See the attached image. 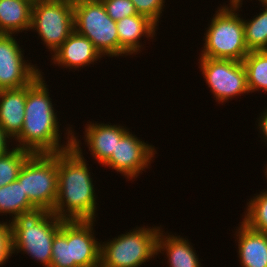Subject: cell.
Masks as SVG:
<instances>
[{
  "mask_svg": "<svg viewBox=\"0 0 267 267\" xmlns=\"http://www.w3.org/2000/svg\"><path fill=\"white\" fill-rule=\"evenodd\" d=\"M81 141L73 131L72 147L58 152V197L53 212L61 220H96V193Z\"/></svg>",
  "mask_w": 267,
  "mask_h": 267,
  "instance_id": "1",
  "label": "cell"
},
{
  "mask_svg": "<svg viewBox=\"0 0 267 267\" xmlns=\"http://www.w3.org/2000/svg\"><path fill=\"white\" fill-rule=\"evenodd\" d=\"M44 78L40 73L27 85L24 124L20 134L14 139L19 142L16 147L32 154L58 153L72 147V127L66 130L65 145L60 144L61 131H59L57 112L49 97L48 85Z\"/></svg>",
  "mask_w": 267,
  "mask_h": 267,
  "instance_id": "2",
  "label": "cell"
},
{
  "mask_svg": "<svg viewBox=\"0 0 267 267\" xmlns=\"http://www.w3.org/2000/svg\"><path fill=\"white\" fill-rule=\"evenodd\" d=\"M9 221L12 253L23 251L44 267H50L52 242L60 231L62 220L46 208H35Z\"/></svg>",
  "mask_w": 267,
  "mask_h": 267,
  "instance_id": "3",
  "label": "cell"
},
{
  "mask_svg": "<svg viewBox=\"0 0 267 267\" xmlns=\"http://www.w3.org/2000/svg\"><path fill=\"white\" fill-rule=\"evenodd\" d=\"M96 220L64 221L52 242L50 267H99L100 242L94 237Z\"/></svg>",
  "mask_w": 267,
  "mask_h": 267,
  "instance_id": "4",
  "label": "cell"
},
{
  "mask_svg": "<svg viewBox=\"0 0 267 267\" xmlns=\"http://www.w3.org/2000/svg\"><path fill=\"white\" fill-rule=\"evenodd\" d=\"M243 0L230 2L217 9L204 33V46L199 57L243 61L249 50L245 44L243 18L237 11ZM241 17V18H240Z\"/></svg>",
  "mask_w": 267,
  "mask_h": 267,
  "instance_id": "5",
  "label": "cell"
},
{
  "mask_svg": "<svg viewBox=\"0 0 267 267\" xmlns=\"http://www.w3.org/2000/svg\"><path fill=\"white\" fill-rule=\"evenodd\" d=\"M161 225L136 227L108 242H100L99 267H139L156 257V242ZM145 262V263H144Z\"/></svg>",
  "mask_w": 267,
  "mask_h": 267,
  "instance_id": "6",
  "label": "cell"
},
{
  "mask_svg": "<svg viewBox=\"0 0 267 267\" xmlns=\"http://www.w3.org/2000/svg\"><path fill=\"white\" fill-rule=\"evenodd\" d=\"M17 180L36 208L51 212L58 197V153L31 154Z\"/></svg>",
  "mask_w": 267,
  "mask_h": 267,
  "instance_id": "7",
  "label": "cell"
},
{
  "mask_svg": "<svg viewBox=\"0 0 267 267\" xmlns=\"http://www.w3.org/2000/svg\"><path fill=\"white\" fill-rule=\"evenodd\" d=\"M74 30L87 37L102 56L119 57L116 21L108 16L101 0L74 5Z\"/></svg>",
  "mask_w": 267,
  "mask_h": 267,
  "instance_id": "8",
  "label": "cell"
},
{
  "mask_svg": "<svg viewBox=\"0 0 267 267\" xmlns=\"http://www.w3.org/2000/svg\"><path fill=\"white\" fill-rule=\"evenodd\" d=\"M30 29H35L51 55L74 31V5L62 0H34Z\"/></svg>",
  "mask_w": 267,
  "mask_h": 267,
  "instance_id": "9",
  "label": "cell"
},
{
  "mask_svg": "<svg viewBox=\"0 0 267 267\" xmlns=\"http://www.w3.org/2000/svg\"><path fill=\"white\" fill-rule=\"evenodd\" d=\"M198 63L210 92L219 104L250 93L242 61L200 57Z\"/></svg>",
  "mask_w": 267,
  "mask_h": 267,
  "instance_id": "10",
  "label": "cell"
},
{
  "mask_svg": "<svg viewBox=\"0 0 267 267\" xmlns=\"http://www.w3.org/2000/svg\"><path fill=\"white\" fill-rule=\"evenodd\" d=\"M14 36L0 34V90L27 86L42 72L24 60L23 49Z\"/></svg>",
  "mask_w": 267,
  "mask_h": 267,
  "instance_id": "11",
  "label": "cell"
},
{
  "mask_svg": "<svg viewBox=\"0 0 267 267\" xmlns=\"http://www.w3.org/2000/svg\"><path fill=\"white\" fill-rule=\"evenodd\" d=\"M154 147L142 139H138L128 130L117 142L115 152L103 166H108L117 173L120 172L128 180H132L137 178L145 168H149L154 155L157 154Z\"/></svg>",
  "mask_w": 267,
  "mask_h": 267,
  "instance_id": "12",
  "label": "cell"
},
{
  "mask_svg": "<svg viewBox=\"0 0 267 267\" xmlns=\"http://www.w3.org/2000/svg\"><path fill=\"white\" fill-rule=\"evenodd\" d=\"M53 54L52 64L70 67L69 69L76 68L75 70L89 66L103 57L87 37L75 30Z\"/></svg>",
  "mask_w": 267,
  "mask_h": 267,
  "instance_id": "13",
  "label": "cell"
},
{
  "mask_svg": "<svg viewBox=\"0 0 267 267\" xmlns=\"http://www.w3.org/2000/svg\"><path fill=\"white\" fill-rule=\"evenodd\" d=\"M116 26L119 37L120 57L139 54L141 47L143 48L140 42L141 37L153 39L158 29V25L155 22L142 14L126 16L116 21Z\"/></svg>",
  "mask_w": 267,
  "mask_h": 267,
  "instance_id": "14",
  "label": "cell"
},
{
  "mask_svg": "<svg viewBox=\"0 0 267 267\" xmlns=\"http://www.w3.org/2000/svg\"><path fill=\"white\" fill-rule=\"evenodd\" d=\"M85 126L84 141L88 146L93 159L103 165L115 152L117 142L129 130L120 125L87 122Z\"/></svg>",
  "mask_w": 267,
  "mask_h": 267,
  "instance_id": "15",
  "label": "cell"
},
{
  "mask_svg": "<svg viewBox=\"0 0 267 267\" xmlns=\"http://www.w3.org/2000/svg\"><path fill=\"white\" fill-rule=\"evenodd\" d=\"M26 98L27 86L0 90V125L11 140L22 130Z\"/></svg>",
  "mask_w": 267,
  "mask_h": 267,
  "instance_id": "16",
  "label": "cell"
},
{
  "mask_svg": "<svg viewBox=\"0 0 267 267\" xmlns=\"http://www.w3.org/2000/svg\"><path fill=\"white\" fill-rule=\"evenodd\" d=\"M235 231L242 267H267V233L255 231L241 222Z\"/></svg>",
  "mask_w": 267,
  "mask_h": 267,
  "instance_id": "17",
  "label": "cell"
},
{
  "mask_svg": "<svg viewBox=\"0 0 267 267\" xmlns=\"http://www.w3.org/2000/svg\"><path fill=\"white\" fill-rule=\"evenodd\" d=\"M161 228L156 242V255L166 253L169 267H201L196 250L188 239L163 233ZM164 251V252H162Z\"/></svg>",
  "mask_w": 267,
  "mask_h": 267,
  "instance_id": "18",
  "label": "cell"
},
{
  "mask_svg": "<svg viewBox=\"0 0 267 267\" xmlns=\"http://www.w3.org/2000/svg\"><path fill=\"white\" fill-rule=\"evenodd\" d=\"M34 0H0V34L30 31Z\"/></svg>",
  "mask_w": 267,
  "mask_h": 267,
  "instance_id": "19",
  "label": "cell"
},
{
  "mask_svg": "<svg viewBox=\"0 0 267 267\" xmlns=\"http://www.w3.org/2000/svg\"><path fill=\"white\" fill-rule=\"evenodd\" d=\"M35 208L18 180L0 187V214L7 216L8 213L13 220L17 215Z\"/></svg>",
  "mask_w": 267,
  "mask_h": 267,
  "instance_id": "20",
  "label": "cell"
},
{
  "mask_svg": "<svg viewBox=\"0 0 267 267\" xmlns=\"http://www.w3.org/2000/svg\"><path fill=\"white\" fill-rule=\"evenodd\" d=\"M242 63L246 70L249 91L267 92V50L249 52Z\"/></svg>",
  "mask_w": 267,
  "mask_h": 267,
  "instance_id": "21",
  "label": "cell"
},
{
  "mask_svg": "<svg viewBox=\"0 0 267 267\" xmlns=\"http://www.w3.org/2000/svg\"><path fill=\"white\" fill-rule=\"evenodd\" d=\"M262 7L264 9L260 10L263 12L255 18L243 19L245 44L249 52L267 50V6Z\"/></svg>",
  "mask_w": 267,
  "mask_h": 267,
  "instance_id": "22",
  "label": "cell"
},
{
  "mask_svg": "<svg viewBox=\"0 0 267 267\" xmlns=\"http://www.w3.org/2000/svg\"><path fill=\"white\" fill-rule=\"evenodd\" d=\"M32 153L18 147L0 156V187L17 180L21 167Z\"/></svg>",
  "mask_w": 267,
  "mask_h": 267,
  "instance_id": "23",
  "label": "cell"
},
{
  "mask_svg": "<svg viewBox=\"0 0 267 267\" xmlns=\"http://www.w3.org/2000/svg\"><path fill=\"white\" fill-rule=\"evenodd\" d=\"M265 190L250 198L242 222L255 231L267 233V189Z\"/></svg>",
  "mask_w": 267,
  "mask_h": 267,
  "instance_id": "24",
  "label": "cell"
},
{
  "mask_svg": "<svg viewBox=\"0 0 267 267\" xmlns=\"http://www.w3.org/2000/svg\"><path fill=\"white\" fill-rule=\"evenodd\" d=\"M108 16L119 21L126 16L136 15L137 10L131 0H101Z\"/></svg>",
  "mask_w": 267,
  "mask_h": 267,
  "instance_id": "25",
  "label": "cell"
},
{
  "mask_svg": "<svg viewBox=\"0 0 267 267\" xmlns=\"http://www.w3.org/2000/svg\"><path fill=\"white\" fill-rule=\"evenodd\" d=\"M138 14L150 18L158 25L162 11H164L165 0H131ZM164 6V7H163Z\"/></svg>",
  "mask_w": 267,
  "mask_h": 267,
  "instance_id": "26",
  "label": "cell"
},
{
  "mask_svg": "<svg viewBox=\"0 0 267 267\" xmlns=\"http://www.w3.org/2000/svg\"><path fill=\"white\" fill-rule=\"evenodd\" d=\"M12 238L10 221L0 222V266L8 262L12 256Z\"/></svg>",
  "mask_w": 267,
  "mask_h": 267,
  "instance_id": "27",
  "label": "cell"
},
{
  "mask_svg": "<svg viewBox=\"0 0 267 267\" xmlns=\"http://www.w3.org/2000/svg\"><path fill=\"white\" fill-rule=\"evenodd\" d=\"M11 138L4 132V130L2 129L1 125H0V156L4 155L5 153H7L8 151H10L11 149H9V144Z\"/></svg>",
  "mask_w": 267,
  "mask_h": 267,
  "instance_id": "28",
  "label": "cell"
},
{
  "mask_svg": "<svg viewBox=\"0 0 267 267\" xmlns=\"http://www.w3.org/2000/svg\"><path fill=\"white\" fill-rule=\"evenodd\" d=\"M258 121V129L261 131L264 136V142L267 141V109L263 111ZM266 140V141H265Z\"/></svg>",
  "mask_w": 267,
  "mask_h": 267,
  "instance_id": "29",
  "label": "cell"
},
{
  "mask_svg": "<svg viewBox=\"0 0 267 267\" xmlns=\"http://www.w3.org/2000/svg\"><path fill=\"white\" fill-rule=\"evenodd\" d=\"M62 1H65V2H68L70 4H77V3H80V2H84V1H91V0H62Z\"/></svg>",
  "mask_w": 267,
  "mask_h": 267,
  "instance_id": "30",
  "label": "cell"
},
{
  "mask_svg": "<svg viewBox=\"0 0 267 267\" xmlns=\"http://www.w3.org/2000/svg\"><path fill=\"white\" fill-rule=\"evenodd\" d=\"M259 2H261V5L263 6H267V0H258Z\"/></svg>",
  "mask_w": 267,
  "mask_h": 267,
  "instance_id": "31",
  "label": "cell"
},
{
  "mask_svg": "<svg viewBox=\"0 0 267 267\" xmlns=\"http://www.w3.org/2000/svg\"><path fill=\"white\" fill-rule=\"evenodd\" d=\"M265 172V177L267 178V166H265V170H264Z\"/></svg>",
  "mask_w": 267,
  "mask_h": 267,
  "instance_id": "32",
  "label": "cell"
}]
</instances>
